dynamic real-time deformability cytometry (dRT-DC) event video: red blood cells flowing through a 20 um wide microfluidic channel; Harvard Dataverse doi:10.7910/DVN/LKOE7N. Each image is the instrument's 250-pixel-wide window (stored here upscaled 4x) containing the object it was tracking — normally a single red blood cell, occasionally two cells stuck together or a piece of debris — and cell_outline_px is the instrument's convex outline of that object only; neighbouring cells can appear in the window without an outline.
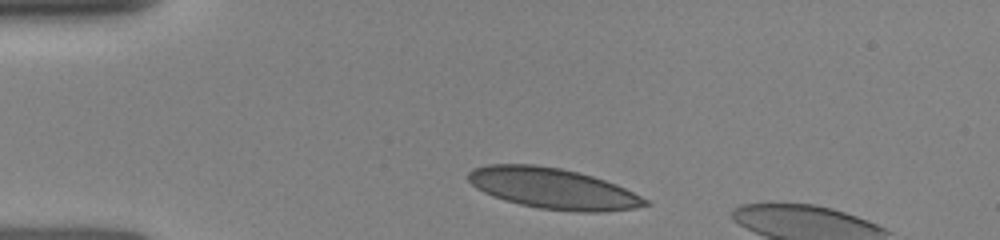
{"species": "human", "species_latin": "Homo sapiens", "temperature_condition": "room temperature", "stored_images_in_passage": 17, "camera_frame_rate_fps": 3000, "um_per_image_px": 0.085, "donor": {"sex": "female"}, "frame": {"image": 1, "passage_image": 1, "time_ms": 0.0, "image_size_px": [1000, 240], "cell_outline_px": [[652, 204], [636, 208], [604, 212], [576, 212], [540, 208], [520, 204], [504, 200], [492, 196], [476, 188], [468, 180], [468, 172], [472, 168], [488, 164], [532, 164], [560, 168], [592, 176], [616, 184], [648, 200]], "centroid_in_image_um": [46.99, 16.02], "position_along_channel_um": 38.0, "area_um2": 41.96}}
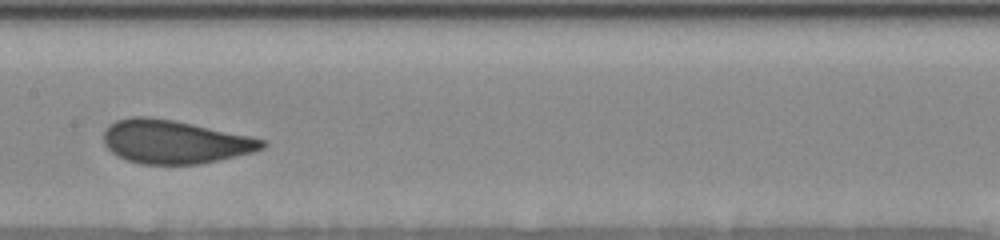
{"frame": {"image": 2, "passage_image": 10, "time_ms": 4.667, "image_size_px": [1000, 240], "cell_outline_px": [[268, 144], [264, 148], [252, 152], [220, 160], [200, 164], [140, 164], [128, 160], [112, 152], [104, 144], [104, 132], [116, 120], [132, 116], [148, 116], [172, 120], [192, 124], [248, 136], [264, 140]], "centroid_in_image_um": [14.84, 12.06], "position_along_channel_um": 192.6, "area_um2": 39.71}}
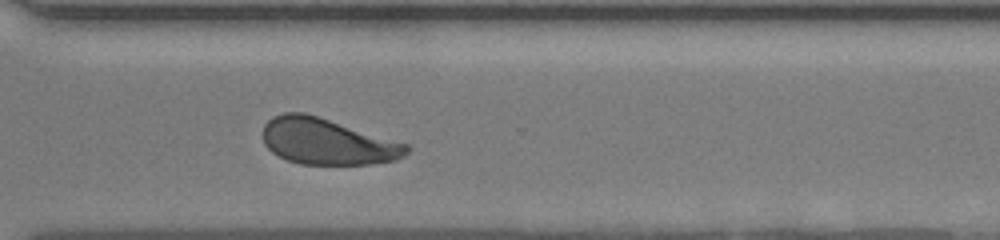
{"frame": {"image": 3, "passage_image": 17, "time_ms": 8.333, "image_size_px": [1000, 240], "cell_outline_px": [[408, 152], [404, 156], [396, 160], [372, 164], [300, 164], [288, 160], [272, 152], [264, 144], [264, 124], [272, 116], [284, 112], [304, 112], [408, 144]], "centroid_in_image_um": [27.8, 12.03], "position_along_channel_um": 342.8, "area_um2": 38.44}}